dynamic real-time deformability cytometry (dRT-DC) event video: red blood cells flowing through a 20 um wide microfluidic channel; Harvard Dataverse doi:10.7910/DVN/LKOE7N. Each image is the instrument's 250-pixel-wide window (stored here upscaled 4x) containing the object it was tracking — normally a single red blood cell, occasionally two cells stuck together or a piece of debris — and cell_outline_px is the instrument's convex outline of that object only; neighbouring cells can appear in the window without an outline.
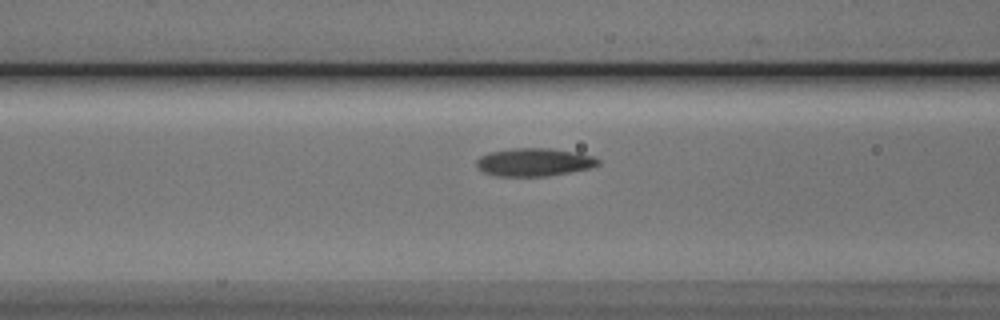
{"species": "Egyptian fruit bat (a non-hibernating species)", "species_latin": "Rousettus aegyptiacus", "temperature_condition": "cold", "stored_images_in_passage": 9, "camera_frame_rate_fps": 3000, "um_per_image_px": 0.085, "animal": {"sex": "male"}, "frame": {"image": 1, "passage_image": 7, "time_ms": 2.0, "image_size_px": [1000, 320], "cell_outline_px": [[600, 164], [588, 168], [548, 176], [496, 176], [484, 172], [476, 168], [476, 160], [480, 156], [488, 152], [512, 148], [548, 148], [576, 152], [592, 156], [600, 160]], "centroid_in_image_um": [45.35, 13.78], "position_along_channel_um": 121.3, "area_um2": 19.88}}